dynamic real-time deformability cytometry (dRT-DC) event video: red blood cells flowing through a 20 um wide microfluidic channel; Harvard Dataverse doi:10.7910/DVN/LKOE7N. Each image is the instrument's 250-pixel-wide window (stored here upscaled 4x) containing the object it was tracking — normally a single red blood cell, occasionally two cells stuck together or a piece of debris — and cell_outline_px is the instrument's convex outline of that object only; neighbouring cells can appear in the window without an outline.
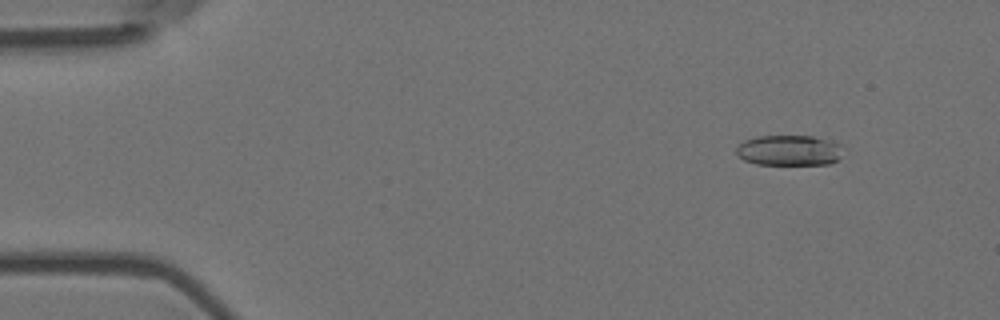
{"species": "Egyptian fruit bat (a non-hibernating species)", "species_latin": "Rousettus aegyptiacus", "temperature_condition": "room temperature", "stored_images_in_passage": 4, "camera_frame_rate_fps": 3000, "um_per_image_px": 0.085, "animal": {"sex": "female"}, "frame": {"image": 1, "passage_image": 1, "time_ms": 0.0, "image_size_px": [1000, 320], "cell_outline_px": [[844, 144], [836, 160], [828, 164], [756, 164], [744, 160], [736, 156], [736, 148], [744, 140], [760, 136], [812, 136], [832, 140]], "centroid_in_image_um": [67.07, 12.77], "position_along_channel_um": 17.9, "area_um2": 19.02}}
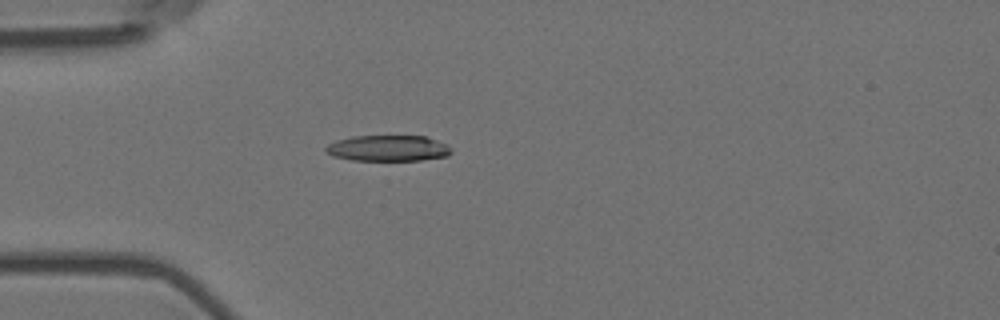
{"frame": {"image": 2, "passage_image": 4, "time_ms": 1.0, "image_size_px": [1000, 320], "cell_outline_px": [[452, 152], [448, 156], [420, 160], [352, 160], [332, 156], [324, 148], [328, 144], [336, 140], [352, 136], [424, 136], [448, 144]], "centroid_in_image_um": [32.99, 12.6], "position_along_channel_um": 52.0, "area_um2": 18.96}}